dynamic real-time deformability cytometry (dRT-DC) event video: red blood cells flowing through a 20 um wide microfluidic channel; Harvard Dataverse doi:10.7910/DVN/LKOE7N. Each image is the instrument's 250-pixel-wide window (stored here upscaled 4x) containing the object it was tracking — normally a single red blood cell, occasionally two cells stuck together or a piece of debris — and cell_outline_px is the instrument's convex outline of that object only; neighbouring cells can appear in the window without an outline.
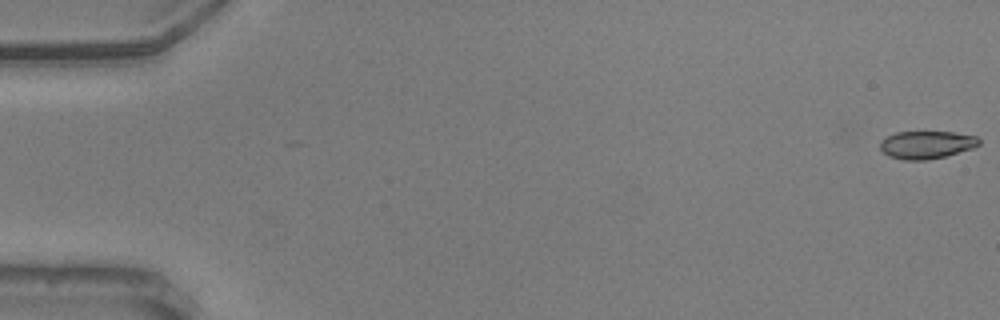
{"species": "common noctule bat (a hibernating species)", "species_latin": "Nyctalus noctula", "temperature_condition": "warm", "stored_images_in_passage": 57, "camera_frame_rate_fps": 3000, "um_per_image_px": 0.085, "animal": {"sex": "male", "body_mass_g": 20.5, "forearm_length_mm": 52.5}, "frame": {"image": 1, "passage_image": 1, "time_ms": 0.0, "image_size_px": [1000, 320], "cell_outline_px": [[980, 144], [972, 148], [944, 156], [928, 160], [904, 160], [888, 156], [880, 148], [880, 140], [896, 132], [952, 132], [976, 136], [980, 140]], "centroid_in_image_um": [78.73, 12.3], "position_along_channel_um": 6.3, "area_um2": 15.9}}
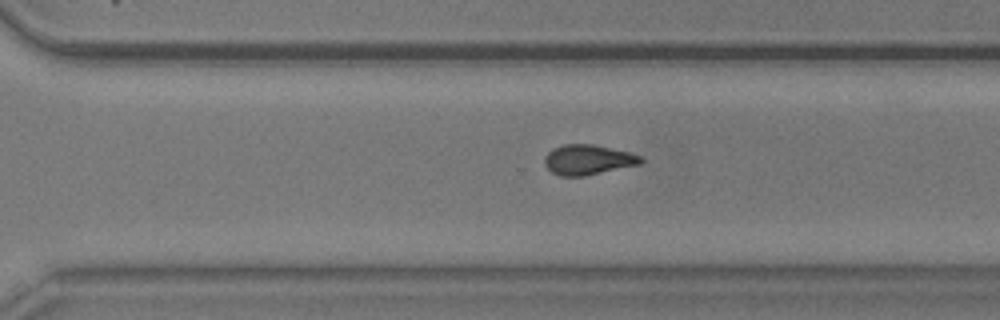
{"frame": {"image": 2, "passage_image": 40, "time_ms": 13.0, "image_size_px": [1000, 320], "cell_outline_px": [[644, 160], [640, 164], [584, 176], [560, 176], [552, 172], [544, 164], [544, 156], [552, 148], [564, 144], [592, 144], [628, 152], [640, 156]], "centroid_in_image_um": [49.94, 13.57], "position_along_channel_um": 320.7, "area_um2": 16.76}}
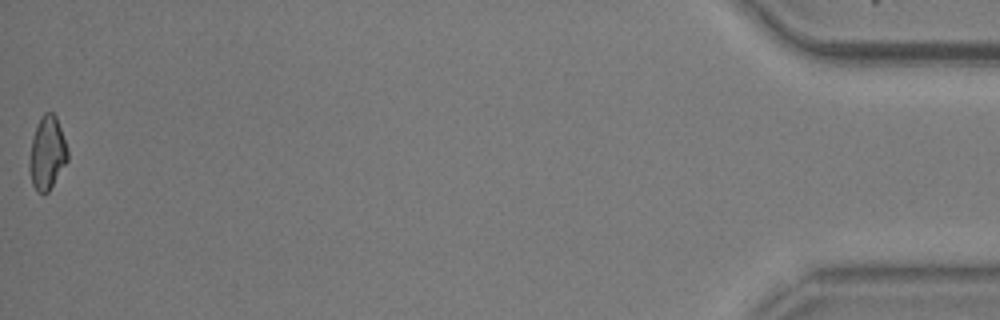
{"frame": {"image": 3, "passage_image": 57, "time_ms": 18.667, "image_size_px": [1000, 320], "cell_outline_px": [[68, 160], [48, 192], [36, 192], [32, 184], [28, 168], [28, 160], [32, 140], [40, 116], [44, 112], [52, 112], [56, 116], [68, 152]], "centroid_in_image_um": [3.98, 13.02], "position_along_channel_um": 431.2, "area_um2": 16.18}, "authors_computed_cell_mechanics": {"area_um2": 16.9354, "velocity_mm_per_s": 3.6274, "shape_relaxation_time_tau1_ms": 5.0075, "shape_relaxation_time_tau2_ms": 3.5532, "deformation_change_tau1": 0.1623, "deformation_change_tau2": 0.1019}}